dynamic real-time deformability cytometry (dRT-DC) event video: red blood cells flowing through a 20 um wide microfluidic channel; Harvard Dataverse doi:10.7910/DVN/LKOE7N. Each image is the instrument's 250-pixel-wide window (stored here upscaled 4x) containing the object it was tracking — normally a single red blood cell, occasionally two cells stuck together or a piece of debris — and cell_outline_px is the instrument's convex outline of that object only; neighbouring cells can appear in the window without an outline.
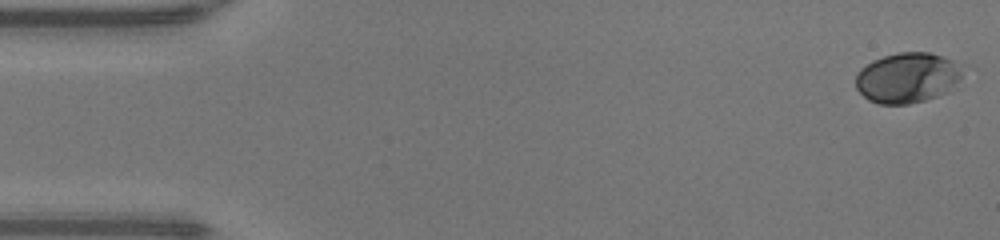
{"species": "human", "species_latin": "Homo sapiens", "temperature_condition": "warm", "stored_images_in_passage": 48, "camera_frame_rate_fps": 3000, "um_per_image_px": 0.085, "donor": {"sex": "male"}, "frame": {"image": 1, "passage_image": 1, "time_ms": 0.0, "image_size_px": [1000, 240], "cell_outline_px": [[960, 76], [948, 92], [924, 100], [908, 104], [880, 104], [868, 100], [856, 88], [856, 72], [860, 68], [872, 60], [884, 56], [900, 52], [928, 52], [952, 60], [960, 72]], "centroid_in_image_um": [77.04, 6.61], "position_along_channel_um": 8.0, "area_um2": 30.87}}
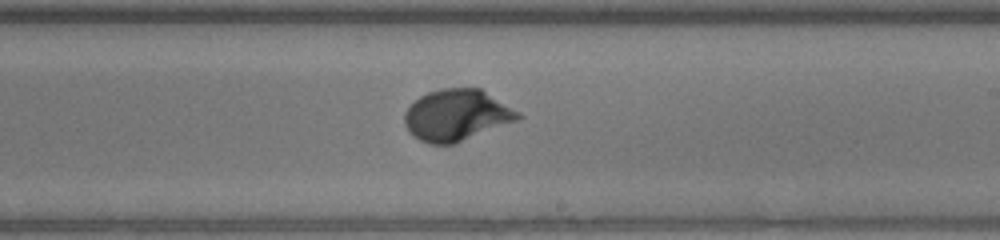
{"frame": {"image": 2, "passage_image": 28, "time_ms": 9.0, "image_size_px": [1000, 240], "cell_outline_px": [[524, 116], [516, 120], [452, 144], [428, 144], [412, 136], [408, 132], [404, 124], [404, 112], [420, 96], [428, 92], [444, 88], [480, 88], [520, 112]], "centroid_in_image_um": [38.78, 9.78], "position_along_channel_um": 250.2, "area_um2": 33.64}}
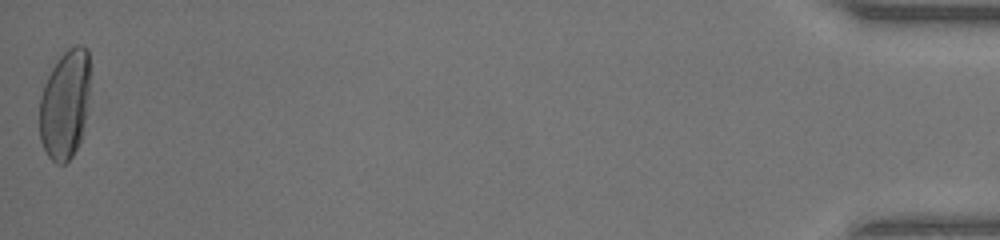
{"frame": {"image": 3, "passage_image": 48, "time_ms": 15.667, "image_size_px": [1000, 240], "cell_outline_px": [[88, 96], [84, 132], [72, 156], [64, 164], [56, 164], [48, 156], [40, 140], [40, 96], [44, 84], [52, 68], [60, 56], [68, 48], [76, 44], [80, 44], [88, 48]], "centroid_in_image_um": [5.51, 8.88], "position_along_channel_um": 429.7, "area_um2": 32.14}, "authors_computed_cell_mechanics": {"area_um2": 31.9056, "velocity_mm_per_s": 4.2974, "shape_relaxation_time_tau1_ms": 2.9531, "shape_relaxation_time_tau2_ms": null, "deformation_change_tau1": 0.1762, "deformation_change_tau2": null}}